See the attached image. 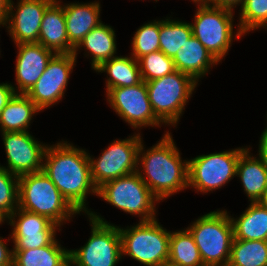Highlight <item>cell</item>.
I'll return each instance as SVG.
<instances>
[{"label": "cell", "mask_w": 267, "mask_h": 266, "mask_svg": "<svg viewBox=\"0 0 267 266\" xmlns=\"http://www.w3.org/2000/svg\"><path fill=\"white\" fill-rule=\"evenodd\" d=\"M42 171L55 184L62 196L78 212L90 211L86 208L88 192L96 193L97 188L91 179L89 155L85 150L71 144L57 143L47 146ZM91 190V191H90Z\"/></svg>", "instance_id": "1"}, {"label": "cell", "mask_w": 267, "mask_h": 266, "mask_svg": "<svg viewBox=\"0 0 267 266\" xmlns=\"http://www.w3.org/2000/svg\"><path fill=\"white\" fill-rule=\"evenodd\" d=\"M142 152L141 142L138 150V165L141 160L146 177L139 169L137 172L158 200L188 187V161L182 162L170 133L167 132L152 149H148L143 154Z\"/></svg>", "instance_id": "2"}, {"label": "cell", "mask_w": 267, "mask_h": 266, "mask_svg": "<svg viewBox=\"0 0 267 266\" xmlns=\"http://www.w3.org/2000/svg\"><path fill=\"white\" fill-rule=\"evenodd\" d=\"M18 208L48 217L58 226L78 213L43 171L19 176Z\"/></svg>", "instance_id": "3"}, {"label": "cell", "mask_w": 267, "mask_h": 266, "mask_svg": "<svg viewBox=\"0 0 267 266\" xmlns=\"http://www.w3.org/2000/svg\"><path fill=\"white\" fill-rule=\"evenodd\" d=\"M192 234L205 266H227L234 239L227 211H213L187 228Z\"/></svg>", "instance_id": "4"}, {"label": "cell", "mask_w": 267, "mask_h": 266, "mask_svg": "<svg viewBox=\"0 0 267 266\" xmlns=\"http://www.w3.org/2000/svg\"><path fill=\"white\" fill-rule=\"evenodd\" d=\"M122 254L147 266H166L169 257L170 234L157 222L140 221L129 229L119 228Z\"/></svg>", "instance_id": "5"}, {"label": "cell", "mask_w": 267, "mask_h": 266, "mask_svg": "<svg viewBox=\"0 0 267 266\" xmlns=\"http://www.w3.org/2000/svg\"><path fill=\"white\" fill-rule=\"evenodd\" d=\"M145 83L155 116L162 123L175 126L198 82L190 75L176 70Z\"/></svg>", "instance_id": "6"}, {"label": "cell", "mask_w": 267, "mask_h": 266, "mask_svg": "<svg viewBox=\"0 0 267 266\" xmlns=\"http://www.w3.org/2000/svg\"><path fill=\"white\" fill-rule=\"evenodd\" d=\"M92 234L80 249L69 251V261L76 266H116L123 256L119 227L90 212Z\"/></svg>", "instance_id": "7"}, {"label": "cell", "mask_w": 267, "mask_h": 266, "mask_svg": "<svg viewBox=\"0 0 267 266\" xmlns=\"http://www.w3.org/2000/svg\"><path fill=\"white\" fill-rule=\"evenodd\" d=\"M97 195L124 212L140 215L141 221L156 219L154 205L159 200L138 172L104 183L97 189Z\"/></svg>", "instance_id": "8"}, {"label": "cell", "mask_w": 267, "mask_h": 266, "mask_svg": "<svg viewBox=\"0 0 267 266\" xmlns=\"http://www.w3.org/2000/svg\"><path fill=\"white\" fill-rule=\"evenodd\" d=\"M194 23L190 24L192 34L218 61L228 52L233 39V10L213 7L198 2Z\"/></svg>", "instance_id": "9"}, {"label": "cell", "mask_w": 267, "mask_h": 266, "mask_svg": "<svg viewBox=\"0 0 267 266\" xmlns=\"http://www.w3.org/2000/svg\"><path fill=\"white\" fill-rule=\"evenodd\" d=\"M247 148L197 156L188 161V187L206 193L221 188L234 175L240 155Z\"/></svg>", "instance_id": "10"}, {"label": "cell", "mask_w": 267, "mask_h": 266, "mask_svg": "<svg viewBox=\"0 0 267 266\" xmlns=\"http://www.w3.org/2000/svg\"><path fill=\"white\" fill-rule=\"evenodd\" d=\"M140 134L116 140L94 160L89 155L91 179L98 189L104 183L137 172Z\"/></svg>", "instance_id": "11"}, {"label": "cell", "mask_w": 267, "mask_h": 266, "mask_svg": "<svg viewBox=\"0 0 267 266\" xmlns=\"http://www.w3.org/2000/svg\"><path fill=\"white\" fill-rule=\"evenodd\" d=\"M106 92L111 107L132 127L159 126L161 123L152 109L145 81L134 86L112 88Z\"/></svg>", "instance_id": "12"}, {"label": "cell", "mask_w": 267, "mask_h": 266, "mask_svg": "<svg viewBox=\"0 0 267 266\" xmlns=\"http://www.w3.org/2000/svg\"><path fill=\"white\" fill-rule=\"evenodd\" d=\"M76 54H55L48 62L45 71L26 93L40 109H47L61 100L66 89L69 75L75 65Z\"/></svg>", "instance_id": "13"}, {"label": "cell", "mask_w": 267, "mask_h": 266, "mask_svg": "<svg viewBox=\"0 0 267 266\" xmlns=\"http://www.w3.org/2000/svg\"><path fill=\"white\" fill-rule=\"evenodd\" d=\"M7 155V170L17 176L42 171L46 145L36 141L28 131L2 132Z\"/></svg>", "instance_id": "14"}, {"label": "cell", "mask_w": 267, "mask_h": 266, "mask_svg": "<svg viewBox=\"0 0 267 266\" xmlns=\"http://www.w3.org/2000/svg\"><path fill=\"white\" fill-rule=\"evenodd\" d=\"M16 214L19 216L17 221L14 220V217H17ZM8 220L9 224L14 227L11 236L14 243L13 250L47 246L55 239V232L58 229L56 227H59L48 217L20 208H17Z\"/></svg>", "instance_id": "15"}, {"label": "cell", "mask_w": 267, "mask_h": 266, "mask_svg": "<svg viewBox=\"0 0 267 266\" xmlns=\"http://www.w3.org/2000/svg\"><path fill=\"white\" fill-rule=\"evenodd\" d=\"M55 0H20L13 11V1L10 0V8L7 14L5 25L16 44L38 43L40 26L46 9ZM11 18V19H10Z\"/></svg>", "instance_id": "16"}, {"label": "cell", "mask_w": 267, "mask_h": 266, "mask_svg": "<svg viewBox=\"0 0 267 266\" xmlns=\"http://www.w3.org/2000/svg\"><path fill=\"white\" fill-rule=\"evenodd\" d=\"M18 56L16 60V81L19 94H26L38 81L55 53L40 43L16 44Z\"/></svg>", "instance_id": "17"}, {"label": "cell", "mask_w": 267, "mask_h": 266, "mask_svg": "<svg viewBox=\"0 0 267 266\" xmlns=\"http://www.w3.org/2000/svg\"><path fill=\"white\" fill-rule=\"evenodd\" d=\"M38 43L55 54H70L75 51L69 43L63 6L58 0H55L44 13Z\"/></svg>", "instance_id": "18"}, {"label": "cell", "mask_w": 267, "mask_h": 266, "mask_svg": "<svg viewBox=\"0 0 267 266\" xmlns=\"http://www.w3.org/2000/svg\"><path fill=\"white\" fill-rule=\"evenodd\" d=\"M66 22V30L69 43L76 48L83 38L101 22L100 4L92 2L88 4L70 3L63 5Z\"/></svg>", "instance_id": "19"}, {"label": "cell", "mask_w": 267, "mask_h": 266, "mask_svg": "<svg viewBox=\"0 0 267 266\" xmlns=\"http://www.w3.org/2000/svg\"><path fill=\"white\" fill-rule=\"evenodd\" d=\"M175 69L190 75L196 82L218 61L195 37L191 36L173 58Z\"/></svg>", "instance_id": "20"}, {"label": "cell", "mask_w": 267, "mask_h": 266, "mask_svg": "<svg viewBox=\"0 0 267 266\" xmlns=\"http://www.w3.org/2000/svg\"><path fill=\"white\" fill-rule=\"evenodd\" d=\"M246 149L239 157L236 176L241 179L245 193L251 202H258L267 190V167L260 158L249 156Z\"/></svg>", "instance_id": "21"}, {"label": "cell", "mask_w": 267, "mask_h": 266, "mask_svg": "<svg viewBox=\"0 0 267 266\" xmlns=\"http://www.w3.org/2000/svg\"><path fill=\"white\" fill-rule=\"evenodd\" d=\"M39 111L26 94H15L0 113L1 131H27L32 116Z\"/></svg>", "instance_id": "22"}, {"label": "cell", "mask_w": 267, "mask_h": 266, "mask_svg": "<svg viewBox=\"0 0 267 266\" xmlns=\"http://www.w3.org/2000/svg\"><path fill=\"white\" fill-rule=\"evenodd\" d=\"M234 239L267 241V209L251 202L238 219L231 218Z\"/></svg>", "instance_id": "23"}, {"label": "cell", "mask_w": 267, "mask_h": 266, "mask_svg": "<svg viewBox=\"0 0 267 266\" xmlns=\"http://www.w3.org/2000/svg\"><path fill=\"white\" fill-rule=\"evenodd\" d=\"M115 31L108 25L100 23L91 30L75 48L74 54L77 55V49L84 46L92 55V68L95 70L103 62L115 57L116 43Z\"/></svg>", "instance_id": "24"}, {"label": "cell", "mask_w": 267, "mask_h": 266, "mask_svg": "<svg viewBox=\"0 0 267 266\" xmlns=\"http://www.w3.org/2000/svg\"><path fill=\"white\" fill-rule=\"evenodd\" d=\"M95 70L109 74L106 91L117 87L134 86L142 81L138 60L133 57L115 56L103 62Z\"/></svg>", "instance_id": "25"}, {"label": "cell", "mask_w": 267, "mask_h": 266, "mask_svg": "<svg viewBox=\"0 0 267 266\" xmlns=\"http://www.w3.org/2000/svg\"><path fill=\"white\" fill-rule=\"evenodd\" d=\"M60 246L54 239L44 247L13 250V266H64L69 261V250Z\"/></svg>", "instance_id": "26"}, {"label": "cell", "mask_w": 267, "mask_h": 266, "mask_svg": "<svg viewBox=\"0 0 267 266\" xmlns=\"http://www.w3.org/2000/svg\"><path fill=\"white\" fill-rule=\"evenodd\" d=\"M168 266H205L188 229L170 234Z\"/></svg>", "instance_id": "27"}, {"label": "cell", "mask_w": 267, "mask_h": 266, "mask_svg": "<svg viewBox=\"0 0 267 266\" xmlns=\"http://www.w3.org/2000/svg\"><path fill=\"white\" fill-rule=\"evenodd\" d=\"M227 266H267V241L233 239Z\"/></svg>", "instance_id": "28"}, {"label": "cell", "mask_w": 267, "mask_h": 266, "mask_svg": "<svg viewBox=\"0 0 267 266\" xmlns=\"http://www.w3.org/2000/svg\"><path fill=\"white\" fill-rule=\"evenodd\" d=\"M192 35V28L189 23L171 21L169 19L161 20L159 33L160 51L173 59Z\"/></svg>", "instance_id": "29"}, {"label": "cell", "mask_w": 267, "mask_h": 266, "mask_svg": "<svg viewBox=\"0 0 267 266\" xmlns=\"http://www.w3.org/2000/svg\"><path fill=\"white\" fill-rule=\"evenodd\" d=\"M15 180V181H14ZM19 176L0 166V218L4 221L18 208Z\"/></svg>", "instance_id": "30"}, {"label": "cell", "mask_w": 267, "mask_h": 266, "mask_svg": "<svg viewBox=\"0 0 267 266\" xmlns=\"http://www.w3.org/2000/svg\"><path fill=\"white\" fill-rule=\"evenodd\" d=\"M237 40L246 32L260 27H267V0H244L241 5Z\"/></svg>", "instance_id": "31"}, {"label": "cell", "mask_w": 267, "mask_h": 266, "mask_svg": "<svg viewBox=\"0 0 267 266\" xmlns=\"http://www.w3.org/2000/svg\"><path fill=\"white\" fill-rule=\"evenodd\" d=\"M138 63L141 78L145 82L161 78L176 71L173 59L160 50L140 57Z\"/></svg>", "instance_id": "32"}, {"label": "cell", "mask_w": 267, "mask_h": 266, "mask_svg": "<svg viewBox=\"0 0 267 266\" xmlns=\"http://www.w3.org/2000/svg\"><path fill=\"white\" fill-rule=\"evenodd\" d=\"M160 21L149 22L141 26L133 37L131 54L135 60L160 50Z\"/></svg>", "instance_id": "33"}, {"label": "cell", "mask_w": 267, "mask_h": 266, "mask_svg": "<svg viewBox=\"0 0 267 266\" xmlns=\"http://www.w3.org/2000/svg\"><path fill=\"white\" fill-rule=\"evenodd\" d=\"M15 94L17 92L11 84H0V113Z\"/></svg>", "instance_id": "34"}, {"label": "cell", "mask_w": 267, "mask_h": 266, "mask_svg": "<svg viewBox=\"0 0 267 266\" xmlns=\"http://www.w3.org/2000/svg\"><path fill=\"white\" fill-rule=\"evenodd\" d=\"M6 245L0 237V266H13V250L10 251Z\"/></svg>", "instance_id": "35"}, {"label": "cell", "mask_w": 267, "mask_h": 266, "mask_svg": "<svg viewBox=\"0 0 267 266\" xmlns=\"http://www.w3.org/2000/svg\"><path fill=\"white\" fill-rule=\"evenodd\" d=\"M244 0H206L205 3H207L210 6L213 7H221V8H227L230 10H233L232 8L235 7V5H239V3L242 5Z\"/></svg>", "instance_id": "36"}, {"label": "cell", "mask_w": 267, "mask_h": 266, "mask_svg": "<svg viewBox=\"0 0 267 266\" xmlns=\"http://www.w3.org/2000/svg\"><path fill=\"white\" fill-rule=\"evenodd\" d=\"M259 158L262 160L264 165L267 167V127L261 135L259 142Z\"/></svg>", "instance_id": "37"}, {"label": "cell", "mask_w": 267, "mask_h": 266, "mask_svg": "<svg viewBox=\"0 0 267 266\" xmlns=\"http://www.w3.org/2000/svg\"><path fill=\"white\" fill-rule=\"evenodd\" d=\"M10 8V0H0V25L5 26V21Z\"/></svg>", "instance_id": "38"}, {"label": "cell", "mask_w": 267, "mask_h": 266, "mask_svg": "<svg viewBox=\"0 0 267 266\" xmlns=\"http://www.w3.org/2000/svg\"><path fill=\"white\" fill-rule=\"evenodd\" d=\"M264 208L267 209V190L264 192L262 198L258 201Z\"/></svg>", "instance_id": "39"}, {"label": "cell", "mask_w": 267, "mask_h": 266, "mask_svg": "<svg viewBox=\"0 0 267 266\" xmlns=\"http://www.w3.org/2000/svg\"><path fill=\"white\" fill-rule=\"evenodd\" d=\"M192 1H194L195 3H197V2H205L206 0H192Z\"/></svg>", "instance_id": "40"}, {"label": "cell", "mask_w": 267, "mask_h": 266, "mask_svg": "<svg viewBox=\"0 0 267 266\" xmlns=\"http://www.w3.org/2000/svg\"><path fill=\"white\" fill-rule=\"evenodd\" d=\"M72 264L70 263V261H68L64 266H71Z\"/></svg>", "instance_id": "41"}]
</instances>
